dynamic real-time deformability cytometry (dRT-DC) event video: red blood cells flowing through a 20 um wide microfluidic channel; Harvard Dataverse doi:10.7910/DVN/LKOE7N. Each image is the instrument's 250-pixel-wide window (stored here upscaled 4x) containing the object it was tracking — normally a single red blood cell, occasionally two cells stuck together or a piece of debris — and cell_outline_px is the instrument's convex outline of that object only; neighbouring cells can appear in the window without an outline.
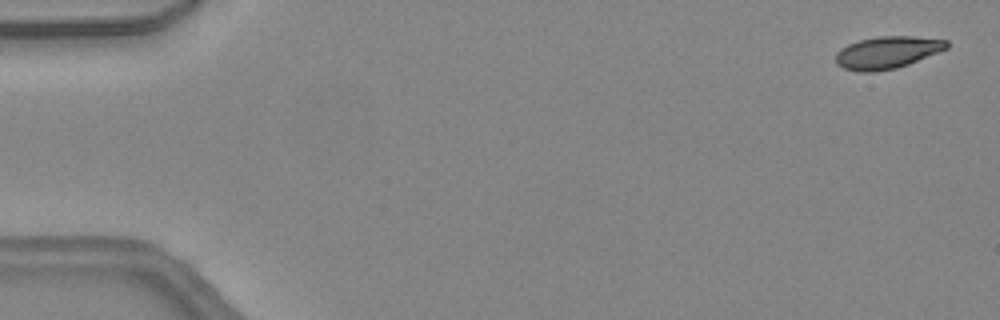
{"species": "common noctule bat (a hibernating species)", "species_latin": "Nyctalus noctula", "temperature_condition": "warm", "stored_images_in_passage": 45, "camera_frame_rate_fps": 3000, "um_per_image_px": 0.085, "animal": {"sex": "female", "body_mass_g": 24.6, "forearm_length_mm": 56.2}, "frame": {"image": 1, "passage_image": 1, "time_ms": 0.0, "image_size_px": [1000, 320], "cell_outline_px": [[948, 48], [908, 64], [896, 68], [876, 72], [860, 72], [844, 68], [836, 64], [836, 52], [840, 48], [848, 44], [860, 40], [880, 36], [912, 36], [948, 40]], "centroid_in_image_um": [75.39, 4.46], "position_along_channel_um": 9.6, "area_um2": 20.81}}
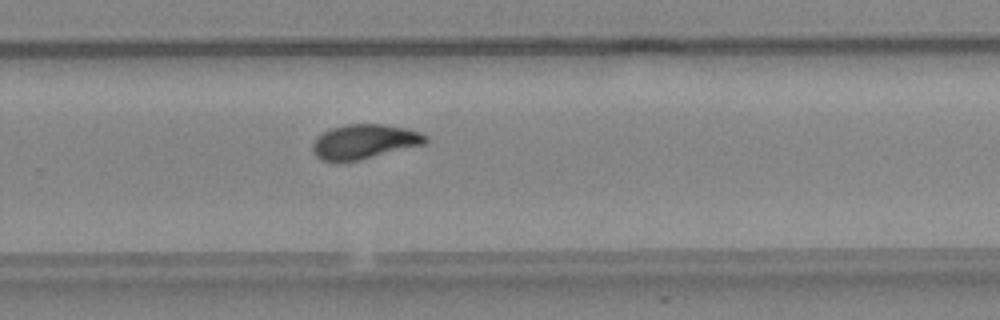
{"frame": {"image": 2, "passage_image": 30, "time_ms": 9.667, "image_size_px": [1000, 320], "cell_outline_px": [[428, 140], [424, 144], [360, 160], [336, 164], [320, 160], [312, 152], [312, 144], [316, 136], [332, 128], [348, 124], [384, 124], [404, 128], [420, 132], [428, 136]], "centroid_in_image_um": [30.91, 12.07], "position_along_channel_um": 298.9, "area_um2": 23.12}}
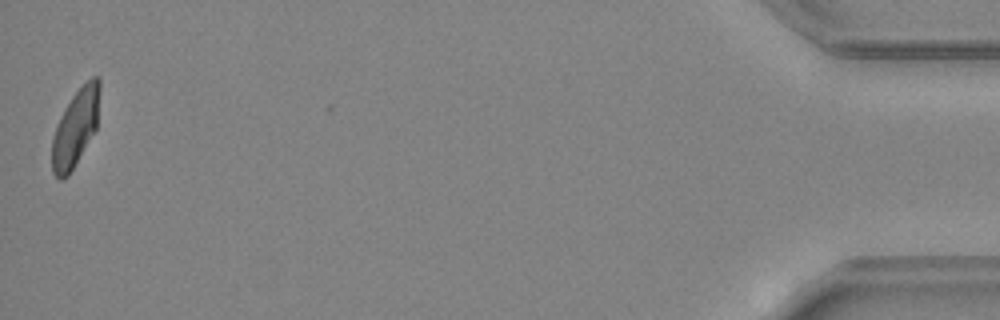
{"frame": {"image": 3, "passage_image": 45, "time_ms": 14.667, "image_size_px": [1000, 320], "cell_outline_px": [[100, 88], [96, 128], [68, 176], [60, 180], [52, 172], [52, 140], [60, 116], [72, 96], [92, 76], [96, 76], [100, 80]], "centroid_in_image_um": [6.41, 10.86], "position_along_channel_um": 428.8, "area_um2": 20.87}, "authors_computed_cell_mechanics": {"area_um2": 22.5998, "velocity_mm_per_s": 4.5095, "shape_relaxation_time_tau1_ms": 4.4461, "shape_relaxation_time_tau2_ms": 1.6025, "deformation_change_tau1": 0.1772, "deformation_change_tau2": 0.0601}}